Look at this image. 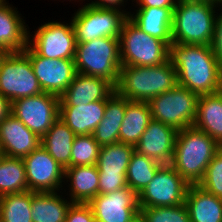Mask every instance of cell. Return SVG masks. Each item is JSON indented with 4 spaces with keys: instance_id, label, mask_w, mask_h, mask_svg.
<instances>
[{
    "instance_id": "6da1fadb",
    "label": "cell",
    "mask_w": 222,
    "mask_h": 222,
    "mask_svg": "<svg viewBox=\"0 0 222 222\" xmlns=\"http://www.w3.org/2000/svg\"><path fill=\"white\" fill-rule=\"evenodd\" d=\"M168 60L176 70L177 84L197 95L222 90V66L211 45H169Z\"/></svg>"
},
{
    "instance_id": "7a4b0ae2",
    "label": "cell",
    "mask_w": 222,
    "mask_h": 222,
    "mask_svg": "<svg viewBox=\"0 0 222 222\" xmlns=\"http://www.w3.org/2000/svg\"><path fill=\"white\" fill-rule=\"evenodd\" d=\"M222 146L195 127L178 130L170 165L188 182L198 185L213 156Z\"/></svg>"
},
{
    "instance_id": "3957f363",
    "label": "cell",
    "mask_w": 222,
    "mask_h": 222,
    "mask_svg": "<svg viewBox=\"0 0 222 222\" xmlns=\"http://www.w3.org/2000/svg\"><path fill=\"white\" fill-rule=\"evenodd\" d=\"M176 85V70L168 60L155 66H122L115 91L129 101L149 102Z\"/></svg>"
},
{
    "instance_id": "277c9868",
    "label": "cell",
    "mask_w": 222,
    "mask_h": 222,
    "mask_svg": "<svg viewBox=\"0 0 222 222\" xmlns=\"http://www.w3.org/2000/svg\"><path fill=\"white\" fill-rule=\"evenodd\" d=\"M217 5L207 1L178 0L173 10V43L211 45Z\"/></svg>"
},
{
    "instance_id": "5b68a950",
    "label": "cell",
    "mask_w": 222,
    "mask_h": 222,
    "mask_svg": "<svg viewBox=\"0 0 222 222\" xmlns=\"http://www.w3.org/2000/svg\"><path fill=\"white\" fill-rule=\"evenodd\" d=\"M74 62L78 73L105 78L116 86L122 67L119 38L102 37L77 43Z\"/></svg>"
},
{
    "instance_id": "8992f818",
    "label": "cell",
    "mask_w": 222,
    "mask_h": 222,
    "mask_svg": "<svg viewBox=\"0 0 222 222\" xmlns=\"http://www.w3.org/2000/svg\"><path fill=\"white\" fill-rule=\"evenodd\" d=\"M122 66H155L168 61L169 46L140 30L130 19L119 36Z\"/></svg>"
},
{
    "instance_id": "52a82bcc",
    "label": "cell",
    "mask_w": 222,
    "mask_h": 222,
    "mask_svg": "<svg viewBox=\"0 0 222 222\" xmlns=\"http://www.w3.org/2000/svg\"><path fill=\"white\" fill-rule=\"evenodd\" d=\"M43 93L29 57L22 52L0 54V94L10 102Z\"/></svg>"
},
{
    "instance_id": "ba28073f",
    "label": "cell",
    "mask_w": 222,
    "mask_h": 222,
    "mask_svg": "<svg viewBox=\"0 0 222 222\" xmlns=\"http://www.w3.org/2000/svg\"><path fill=\"white\" fill-rule=\"evenodd\" d=\"M198 98L199 95L177 84L172 90L148 102L151 118L176 130L192 127L197 115Z\"/></svg>"
},
{
    "instance_id": "9c48e42d",
    "label": "cell",
    "mask_w": 222,
    "mask_h": 222,
    "mask_svg": "<svg viewBox=\"0 0 222 222\" xmlns=\"http://www.w3.org/2000/svg\"><path fill=\"white\" fill-rule=\"evenodd\" d=\"M121 9L95 7L87 3L77 10L71 19L77 43L92 41L96 38H119L129 12Z\"/></svg>"
},
{
    "instance_id": "30bf717a",
    "label": "cell",
    "mask_w": 222,
    "mask_h": 222,
    "mask_svg": "<svg viewBox=\"0 0 222 222\" xmlns=\"http://www.w3.org/2000/svg\"><path fill=\"white\" fill-rule=\"evenodd\" d=\"M189 186L170 164H163L138 194L139 208L181 205L185 202Z\"/></svg>"
},
{
    "instance_id": "8fae6325",
    "label": "cell",
    "mask_w": 222,
    "mask_h": 222,
    "mask_svg": "<svg viewBox=\"0 0 222 222\" xmlns=\"http://www.w3.org/2000/svg\"><path fill=\"white\" fill-rule=\"evenodd\" d=\"M11 114L42 138L60 117V97L43 92L17 99L11 102Z\"/></svg>"
},
{
    "instance_id": "7c38bea8",
    "label": "cell",
    "mask_w": 222,
    "mask_h": 222,
    "mask_svg": "<svg viewBox=\"0 0 222 222\" xmlns=\"http://www.w3.org/2000/svg\"><path fill=\"white\" fill-rule=\"evenodd\" d=\"M28 38V45L39 55L49 59L74 60L76 37L72 22H48L35 32L33 41Z\"/></svg>"
},
{
    "instance_id": "4fadbf2b",
    "label": "cell",
    "mask_w": 222,
    "mask_h": 222,
    "mask_svg": "<svg viewBox=\"0 0 222 222\" xmlns=\"http://www.w3.org/2000/svg\"><path fill=\"white\" fill-rule=\"evenodd\" d=\"M134 152V146L122 142L100 147L96 163L99 171V194L127 186V167Z\"/></svg>"
},
{
    "instance_id": "5bb4252c",
    "label": "cell",
    "mask_w": 222,
    "mask_h": 222,
    "mask_svg": "<svg viewBox=\"0 0 222 222\" xmlns=\"http://www.w3.org/2000/svg\"><path fill=\"white\" fill-rule=\"evenodd\" d=\"M23 52L29 57L43 92L60 97L77 73L74 60L45 58L39 56L29 45Z\"/></svg>"
},
{
    "instance_id": "9a60e30c",
    "label": "cell",
    "mask_w": 222,
    "mask_h": 222,
    "mask_svg": "<svg viewBox=\"0 0 222 222\" xmlns=\"http://www.w3.org/2000/svg\"><path fill=\"white\" fill-rule=\"evenodd\" d=\"M26 171L28 190L57 192L65 178V168L40 145L22 158Z\"/></svg>"
},
{
    "instance_id": "2e32d148",
    "label": "cell",
    "mask_w": 222,
    "mask_h": 222,
    "mask_svg": "<svg viewBox=\"0 0 222 222\" xmlns=\"http://www.w3.org/2000/svg\"><path fill=\"white\" fill-rule=\"evenodd\" d=\"M88 205L94 218L100 222H128L140 211L138 195L128 186L106 194H98Z\"/></svg>"
},
{
    "instance_id": "e0dca14e",
    "label": "cell",
    "mask_w": 222,
    "mask_h": 222,
    "mask_svg": "<svg viewBox=\"0 0 222 222\" xmlns=\"http://www.w3.org/2000/svg\"><path fill=\"white\" fill-rule=\"evenodd\" d=\"M178 130L151 119L141 135L135 151L161 164H170L173 158Z\"/></svg>"
},
{
    "instance_id": "ac0fdd59",
    "label": "cell",
    "mask_w": 222,
    "mask_h": 222,
    "mask_svg": "<svg viewBox=\"0 0 222 222\" xmlns=\"http://www.w3.org/2000/svg\"><path fill=\"white\" fill-rule=\"evenodd\" d=\"M41 145V138L13 114L0 122V151L2 155L23 158Z\"/></svg>"
},
{
    "instance_id": "d6986e66",
    "label": "cell",
    "mask_w": 222,
    "mask_h": 222,
    "mask_svg": "<svg viewBox=\"0 0 222 222\" xmlns=\"http://www.w3.org/2000/svg\"><path fill=\"white\" fill-rule=\"evenodd\" d=\"M114 91L115 86L107 79L77 72L67 90L60 96V107H75L107 100Z\"/></svg>"
},
{
    "instance_id": "ffe728a7",
    "label": "cell",
    "mask_w": 222,
    "mask_h": 222,
    "mask_svg": "<svg viewBox=\"0 0 222 222\" xmlns=\"http://www.w3.org/2000/svg\"><path fill=\"white\" fill-rule=\"evenodd\" d=\"M173 10L174 8L139 7L135 15L129 14V19L140 30L169 46L173 43Z\"/></svg>"
},
{
    "instance_id": "44dd1931",
    "label": "cell",
    "mask_w": 222,
    "mask_h": 222,
    "mask_svg": "<svg viewBox=\"0 0 222 222\" xmlns=\"http://www.w3.org/2000/svg\"><path fill=\"white\" fill-rule=\"evenodd\" d=\"M107 100L79 104L75 107H60V119L76 134H93L102 121Z\"/></svg>"
},
{
    "instance_id": "7402d4cb",
    "label": "cell",
    "mask_w": 222,
    "mask_h": 222,
    "mask_svg": "<svg viewBox=\"0 0 222 222\" xmlns=\"http://www.w3.org/2000/svg\"><path fill=\"white\" fill-rule=\"evenodd\" d=\"M18 11L4 3L0 7V51L22 52L28 45L30 37L23 19Z\"/></svg>"
},
{
    "instance_id": "603a6c76",
    "label": "cell",
    "mask_w": 222,
    "mask_h": 222,
    "mask_svg": "<svg viewBox=\"0 0 222 222\" xmlns=\"http://www.w3.org/2000/svg\"><path fill=\"white\" fill-rule=\"evenodd\" d=\"M193 127L205 132L222 146V90L199 96Z\"/></svg>"
},
{
    "instance_id": "cb8c5ba5",
    "label": "cell",
    "mask_w": 222,
    "mask_h": 222,
    "mask_svg": "<svg viewBox=\"0 0 222 222\" xmlns=\"http://www.w3.org/2000/svg\"><path fill=\"white\" fill-rule=\"evenodd\" d=\"M191 222H222V199L199 185H190L185 199Z\"/></svg>"
},
{
    "instance_id": "d4e9b609",
    "label": "cell",
    "mask_w": 222,
    "mask_h": 222,
    "mask_svg": "<svg viewBox=\"0 0 222 222\" xmlns=\"http://www.w3.org/2000/svg\"><path fill=\"white\" fill-rule=\"evenodd\" d=\"M126 98L116 91L107 99L104 116L93 136L100 146L119 142V130L124 119Z\"/></svg>"
},
{
    "instance_id": "484cf974",
    "label": "cell",
    "mask_w": 222,
    "mask_h": 222,
    "mask_svg": "<svg viewBox=\"0 0 222 222\" xmlns=\"http://www.w3.org/2000/svg\"><path fill=\"white\" fill-rule=\"evenodd\" d=\"M65 178L70 179L72 203L88 204L99 194V171L96 164L67 167Z\"/></svg>"
},
{
    "instance_id": "4316f807",
    "label": "cell",
    "mask_w": 222,
    "mask_h": 222,
    "mask_svg": "<svg viewBox=\"0 0 222 222\" xmlns=\"http://www.w3.org/2000/svg\"><path fill=\"white\" fill-rule=\"evenodd\" d=\"M151 119L148 102L129 101L126 98L125 115L119 130V142L135 147Z\"/></svg>"
},
{
    "instance_id": "83f0119b",
    "label": "cell",
    "mask_w": 222,
    "mask_h": 222,
    "mask_svg": "<svg viewBox=\"0 0 222 222\" xmlns=\"http://www.w3.org/2000/svg\"><path fill=\"white\" fill-rule=\"evenodd\" d=\"M76 134L58 118L41 138V146L63 168L71 167V150Z\"/></svg>"
},
{
    "instance_id": "f1b7e54d",
    "label": "cell",
    "mask_w": 222,
    "mask_h": 222,
    "mask_svg": "<svg viewBox=\"0 0 222 222\" xmlns=\"http://www.w3.org/2000/svg\"><path fill=\"white\" fill-rule=\"evenodd\" d=\"M73 203L62 199L57 192H33L31 202L32 222H65Z\"/></svg>"
},
{
    "instance_id": "f546056e",
    "label": "cell",
    "mask_w": 222,
    "mask_h": 222,
    "mask_svg": "<svg viewBox=\"0 0 222 222\" xmlns=\"http://www.w3.org/2000/svg\"><path fill=\"white\" fill-rule=\"evenodd\" d=\"M29 191L22 158L0 156V197Z\"/></svg>"
},
{
    "instance_id": "4dcf8cb0",
    "label": "cell",
    "mask_w": 222,
    "mask_h": 222,
    "mask_svg": "<svg viewBox=\"0 0 222 222\" xmlns=\"http://www.w3.org/2000/svg\"><path fill=\"white\" fill-rule=\"evenodd\" d=\"M162 165L156 160L140 155L135 151L127 167V186L138 195L154 178L157 170Z\"/></svg>"
},
{
    "instance_id": "1f68e13d",
    "label": "cell",
    "mask_w": 222,
    "mask_h": 222,
    "mask_svg": "<svg viewBox=\"0 0 222 222\" xmlns=\"http://www.w3.org/2000/svg\"><path fill=\"white\" fill-rule=\"evenodd\" d=\"M32 191L7 194L0 197L1 222H32Z\"/></svg>"
},
{
    "instance_id": "d6a6232c",
    "label": "cell",
    "mask_w": 222,
    "mask_h": 222,
    "mask_svg": "<svg viewBox=\"0 0 222 222\" xmlns=\"http://www.w3.org/2000/svg\"><path fill=\"white\" fill-rule=\"evenodd\" d=\"M100 147L93 134L76 135L71 150V167L95 165Z\"/></svg>"
},
{
    "instance_id": "836d02e7",
    "label": "cell",
    "mask_w": 222,
    "mask_h": 222,
    "mask_svg": "<svg viewBox=\"0 0 222 222\" xmlns=\"http://www.w3.org/2000/svg\"><path fill=\"white\" fill-rule=\"evenodd\" d=\"M139 209L146 222H191L185 203L176 206Z\"/></svg>"
},
{
    "instance_id": "e575fe53",
    "label": "cell",
    "mask_w": 222,
    "mask_h": 222,
    "mask_svg": "<svg viewBox=\"0 0 222 222\" xmlns=\"http://www.w3.org/2000/svg\"><path fill=\"white\" fill-rule=\"evenodd\" d=\"M198 185L222 199V148L213 156Z\"/></svg>"
},
{
    "instance_id": "d590c367",
    "label": "cell",
    "mask_w": 222,
    "mask_h": 222,
    "mask_svg": "<svg viewBox=\"0 0 222 222\" xmlns=\"http://www.w3.org/2000/svg\"><path fill=\"white\" fill-rule=\"evenodd\" d=\"M94 219L88 204L73 203L68 209L65 222H92Z\"/></svg>"
},
{
    "instance_id": "8d00e7d4",
    "label": "cell",
    "mask_w": 222,
    "mask_h": 222,
    "mask_svg": "<svg viewBox=\"0 0 222 222\" xmlns=\"http://www.w3.org/2000/svg\"><path fill=\"white\" fill-rule=\"evenodd\" d=\"M218 15L216 17L211 48L216 59L218 60V63L222 66V12Z\"/></svg>"
},
{
    "instance_id": "74e56055",
    "label": "cell",
    "mask_w": 222,
    "mask_h": 222,
    "mask_svg": "<svg viewBox=\"0 0 222 222\" xmlns=\"http://www.w3.org/2000/svg\"><path fill=\"white\" fill-rule=\"evenodd\" d=\"M178 0H136L140 7L175 8Z\"/></svg>"
},
{
    "instance_id": "f35d334b",
    "label": "cell",
    "mask_w": 222,
    "mask_h": 222,
    "mask_svg": "<svg viewBox=\"0 0 222 222\" xmlns=\"http://www.w3.org/2000/svg\"><path fill=\"white\" fill-rule=\"evenodd\" d=\"M88 4L100 8L120 9L119 7L124 4V0H99Z\"/></svg>"
},
{
    "instance_id": "ab89813d",
    "label": "cell",
    "mask_w": 222,
    "mask_h": 222,
    "mask_svg": "<svg viewBox=\"0 0 222 222\" xmlns=\"http://www.w3.org/2000/svg\"><path fill=\"white\" fill-rule=\"evenodd\" d=\"M11 113V102L0 94V122Z\"/></svg>"
},
{
    "instance_id": "60d3db41",
    "label": "cell",
    "mask_w": 222,
    "mask_h": 222,
    "mask_svg": "<svg viewBox=\"0 0 222 222\" xmlns=\"http://www.w3.org/2000/svg\"><path fill=\"white\" fill-rule=\"evenodd\" d=\"M128 222H146V219L141 211L134 215Z\"/></svg>"
},
{
    "instance_id": "b9f144b4",
    "label": "cell",
    "mask_w": 222,
    "mask_h": 222,
    "mask_svg": "<svg viewBox=\"0 0 222 222\" xmlns=\"http://www.w3.org/2000/svg\"><path fill=\"white\" fill-rule=\"evenodd\" d=\"M197 1H207V2H211V3H216L218 4L219 0H197Z\"/></svg>"
},
{
    "instance_id": "7bdbcfd3",
    "label": "cell",
    "mask_w": 222,
    "mask_h": 222,
    "mask_svg": "<svg viewBox=\"0 0 222 222\" xmlns=\"http://www.w3.org/2000/svg\"><path fill=\"white\" fill-rule=\"evenodd\" d=\"M5 1H6V0H0V7H1L4 3H6Z\"/></svg>"
}]
</instances>
